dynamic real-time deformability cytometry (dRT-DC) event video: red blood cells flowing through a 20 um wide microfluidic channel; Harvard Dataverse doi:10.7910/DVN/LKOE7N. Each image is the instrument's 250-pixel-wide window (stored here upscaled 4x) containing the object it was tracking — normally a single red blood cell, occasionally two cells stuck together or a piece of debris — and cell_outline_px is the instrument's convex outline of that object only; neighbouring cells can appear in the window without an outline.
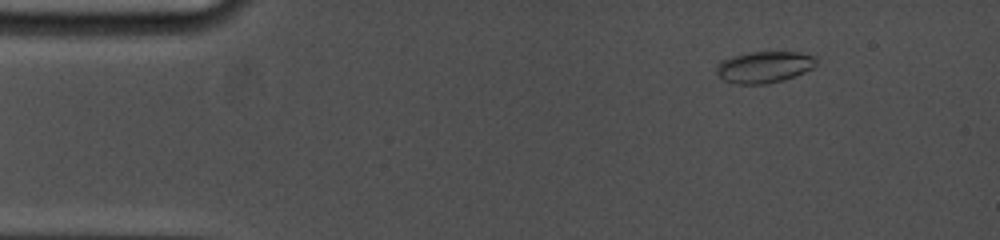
{"species": "common noctule bat (a hibernating species)", "species_latin": "Nyctalus noctula", "temperature_condition": "cold", "stored_images_in_passage": 7, "camera_frame_rate_fps": 5000, "um_per_image_px": 0.085, "animal": {"sex": "female", "body_mass_g": 19.0, "forearm_length_mm": 53.3}, "frame": {"image": 1, "passage_image": 1, "time_ms": 0.0, "image_size_px": [1000, 240], "cell_outline_px": [[816, 64], [812, 68], [804, 72], [784, 80], [764, 84], [736, 84], [724, 80], [716, 72], [716, 64], [720, 60], [732, 56], [752, 52], [796, 52], [816, 56]], "centroid_in_image_um": [64.93, 5.7], "position_along_channel_um": 20.1, "area_um2": 18.32}}
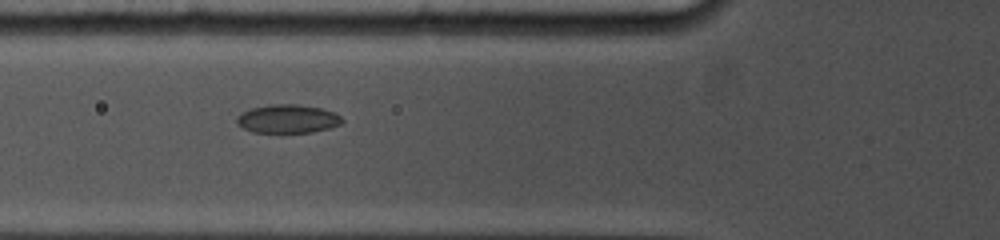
{"frame": {"image": 2, "passage_image": 6, "time_ms": 4.2, "image_size_px": [1000, 240], "cell_outline_px": [[344, 120], [340, 124], [328, 128], [312, 132], [252, 132], [236, 124], [236, 116], [252, 108], [268, 104], [300, 104], [320, 108], [332, 112], [340, 116]], "centroid_in_image_um": [24.43, 10.09], "position_along_channel_um": 101.4, "area_um2": 17.4}}
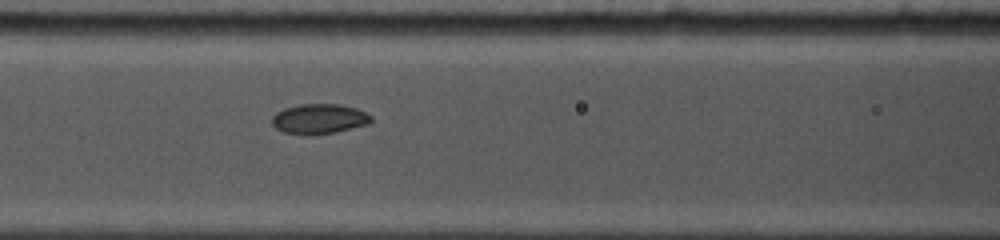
{"frame": {"image": 3, "passage_image": 7, "time_ms": 5.2, "image_size_px": [1000, 240], "cell_outline_px": [[372, 120], [368, 124], [336, 132], [312, 136], [304, 136], [284, 132], [276, 128], [272, 124], [272, 116], [276, 112], [284, 108], [300, 104], [340, 104], [356, 108], [372, 116]], "centroid_in_image_um": [27.1, 10.12], "position_along_channel_um": 139.5, "area_um2": 17.57}}